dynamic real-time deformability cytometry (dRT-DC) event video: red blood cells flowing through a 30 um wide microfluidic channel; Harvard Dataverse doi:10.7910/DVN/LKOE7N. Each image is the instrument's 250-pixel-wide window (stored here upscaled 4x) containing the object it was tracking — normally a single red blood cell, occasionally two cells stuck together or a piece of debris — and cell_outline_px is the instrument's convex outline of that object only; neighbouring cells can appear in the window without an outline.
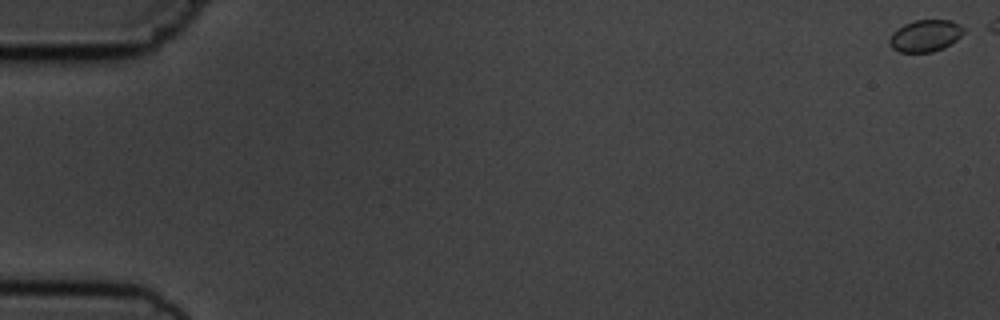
{"species": "common noctule bat (a hibernating species)", "species_latin": "Nyctalus noctula", "temperature_condition": "cold", "stored_images_in_passage": 6, "camera_frame_rate_fps": 3000, "um_per_image_px": 0.085, "animal": {"sex": "male", "body_mass_g": 19.5, "forearm_length_mm": 54.6}, "frame": {"image": 1, "passage_image": 1, "time_ms": 0.0, "image_size_px": [1000, 320], "cell_outline_px": [[968, 28], [956, 40], [944, 48], [932, 52], [900, 52], [892, 48], [888, 44], [888, 40], [892, 32], [896, 28], [904, 24], [916, 20], [948, 20], [960, 24]], "centroid_in_image_um": [78.65, 3.03], "position_along_channel_um": 6.4, "area_um2": 13.99}}
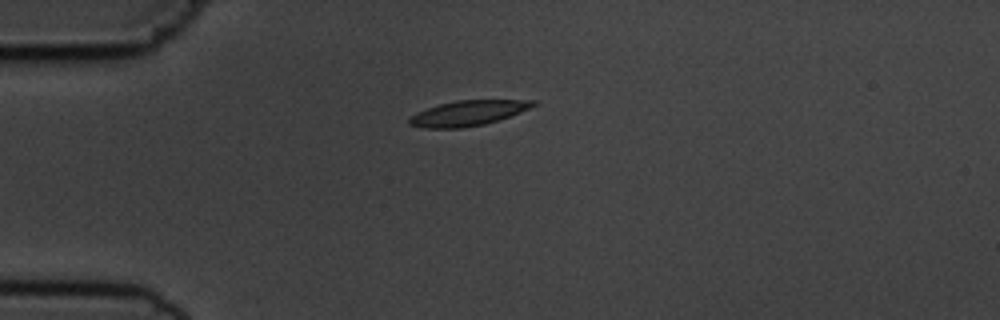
{"frame": {"image": 2, "passage_image": 6, "time_ms": 6.667, "image_size_px": [1000, 320], "cell_outline_px": [[540, 104], [520, 112], [484, 124], [460, 128], [424, 128], [408, 124], [408, 116], [416, 112], [440, 104], [456, 100], [536, 100]], "centroid_in_image_um": [39.76, 9.61], "position_along_channel_um": 45.2, "area_um2": 18.15}}